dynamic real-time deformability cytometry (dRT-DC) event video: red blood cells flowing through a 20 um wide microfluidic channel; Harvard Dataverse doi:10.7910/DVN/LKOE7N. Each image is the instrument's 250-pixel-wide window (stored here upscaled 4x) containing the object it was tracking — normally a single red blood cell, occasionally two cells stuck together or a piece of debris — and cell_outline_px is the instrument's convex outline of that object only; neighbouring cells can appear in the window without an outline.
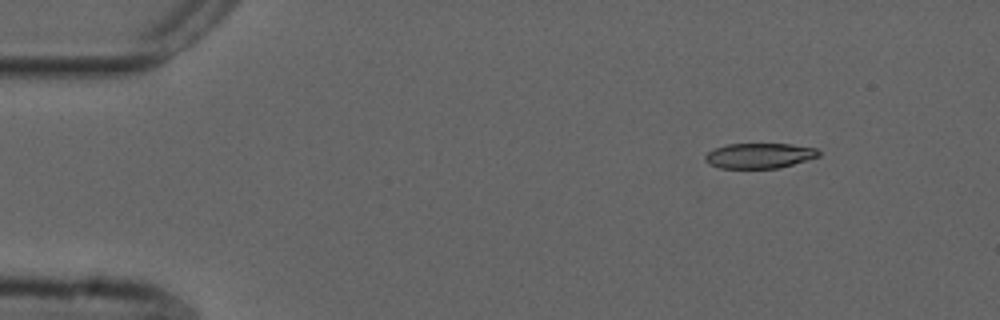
{"species": "common noctule bat (a hibernating species)", "species_latin": "Nyctalus noctula", "temperature_condition": "cold", "stored_images_in_passage": 5, "camera_frame_rate_fps": 3000, "um_per_image_px": 0.085, "animal": {"sex": "male", "forearm_length_mm": 52.5}, "frame": {"image": 1, "passage_image": 2, "time_ms": 0.333, "image_size_px": [1000, 320], "cell_outline_px": [[820, 156], [780, 168], [720, 168], [708, 164], [704, 160], [704, 156], [708, 152], [716, 148], [728, 144], [792, 144], [816, 148], [820, 152]], "centroid_in_image_um": [64.55, 13.23], "position_along_channel_um": 20.5, "area_um2": 16.7}}
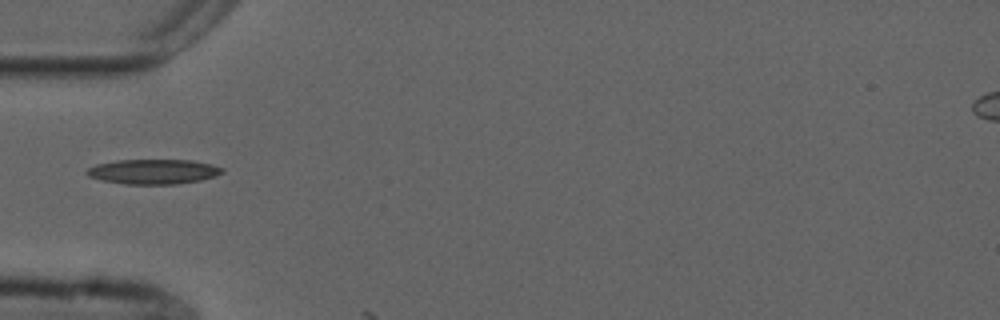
{"frame": {"image": 2, "passage_image": 5, "time_ms": 1.333, "image_size_px": [1000, 320], "cell_outline_px": [[224, 172], [216, 176], [200, 180], [176, 184], [124, 184], [100, 180], [88, 176], [84, 172], [88, 168], [96, 164], [116, 160], [192, 160], [212, 164], [224, 168]], "centroid_in_image_um": [13.03, 14.58], "position_along_channel_um": 72.0, "area_um2": 19.77}}